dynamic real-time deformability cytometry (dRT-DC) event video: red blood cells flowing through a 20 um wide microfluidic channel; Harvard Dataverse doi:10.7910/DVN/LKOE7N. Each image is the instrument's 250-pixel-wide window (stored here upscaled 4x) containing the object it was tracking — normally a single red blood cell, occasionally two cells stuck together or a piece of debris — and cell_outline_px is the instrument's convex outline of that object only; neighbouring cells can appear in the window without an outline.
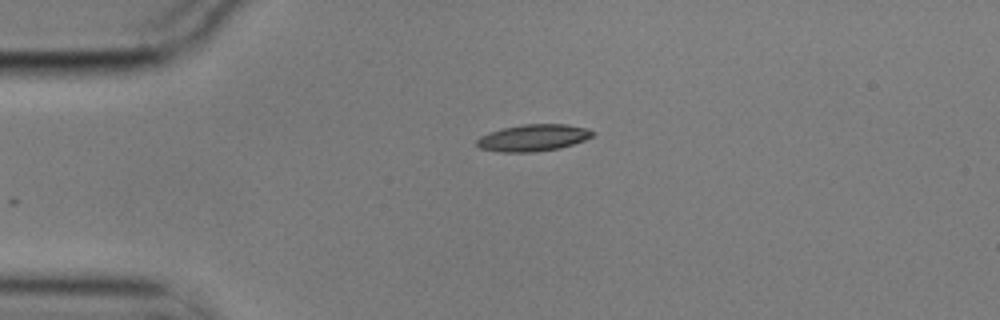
{"species": "common noctule bat (a hibernating species)", "species_latin": "Nyctalus noctula", "temperature_condition": "cold", "stored_images_in_passage": 2, "camera_frame_rate_fps": 3000, "um_per_image_px": 0.085, "animal": {"sex": "male", "body_mass_g": 17.9}, "frame": {"image": 1, "passage_image": 1, "time_ms": 0.0, "image_size_px": [1000, 320], "cell_outline_px": [[592, 136], [584, 140], [560, 148], [536, 152], [500, 152], [480, 148], [476, 144], [476, 140], [480, 136], [504, 128], [524, 124], [564, 124], [588, 128], [592, 132]], "centroid_in_image_um": [45.31, 11.72], "position_along_channel_um": 39.7, "area_um2": 17.86}}